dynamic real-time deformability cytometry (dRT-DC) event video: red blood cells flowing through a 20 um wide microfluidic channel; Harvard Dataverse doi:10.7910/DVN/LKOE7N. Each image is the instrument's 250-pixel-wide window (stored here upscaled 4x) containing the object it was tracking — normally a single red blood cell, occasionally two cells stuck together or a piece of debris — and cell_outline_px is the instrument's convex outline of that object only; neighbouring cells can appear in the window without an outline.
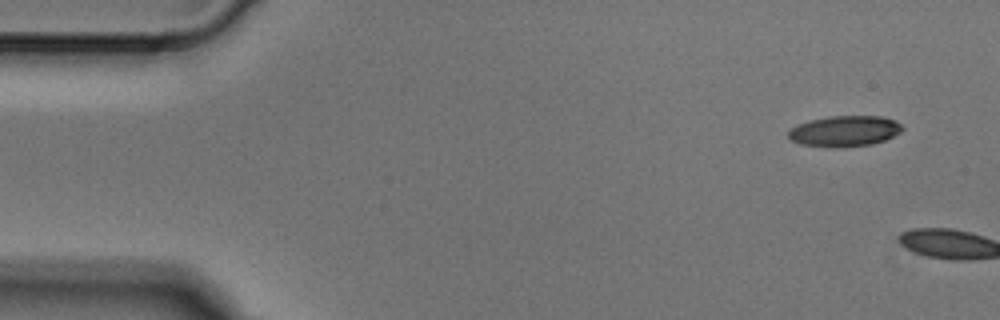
{"species": "Egyptian fruit bat (a non-hibernating species)", "species_latin": "Rousettus aegyptiacus", "temperature_condition": "cold", "stored_images_in_passage": 4, "camera_frame_rate_fps": 3000, "um_per_image_px": 0.085, "animal": {"sex": "male"}, "frame": {"image": 1, "passage_image": 1, "time_ms": 0.0, "image_size_px": [1000, 320], "cell_outline_px": [[904, 128], [900, 132], [884, 140], [872, 144], [840, 148], [832, 148], [800, 144], [792, 140], [788, 136], [788, 132], [796, 124], [808, 120], [828, 116], [884, 116], [896, 120]], "centroid_in_image_um": [71.78, 11.14], "position_along_channel_um": 13.2, "area_um2": 20.69}}
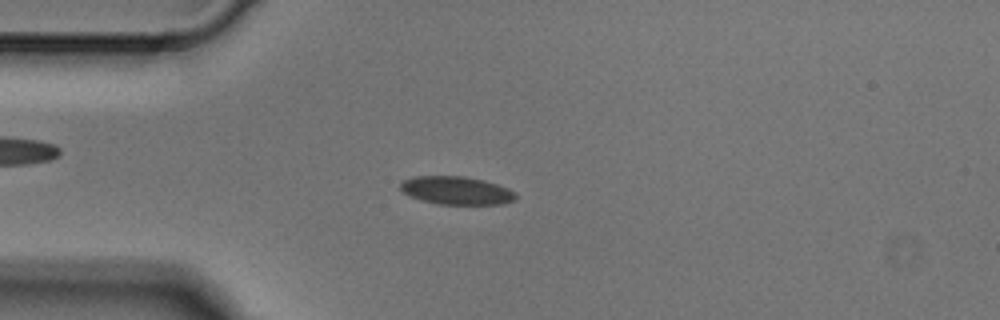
{"frame": {"image": 2, "passage_image": 4, "time_ms": 1.0, "image_size_px": [1000, 320], "cell_outline_px": [[516, 200], [504, 204], [440, 204], [420, 200], [404, 192], [400, 188], [400, 184], [404, 180], [412, 176], [464, 176], [484, 180], [508, 188], [516, 192]], "centroid_in_image_um": [38.83, 16.19], "position_along_channel_um": 46.2, "area_um2": 18.9}}